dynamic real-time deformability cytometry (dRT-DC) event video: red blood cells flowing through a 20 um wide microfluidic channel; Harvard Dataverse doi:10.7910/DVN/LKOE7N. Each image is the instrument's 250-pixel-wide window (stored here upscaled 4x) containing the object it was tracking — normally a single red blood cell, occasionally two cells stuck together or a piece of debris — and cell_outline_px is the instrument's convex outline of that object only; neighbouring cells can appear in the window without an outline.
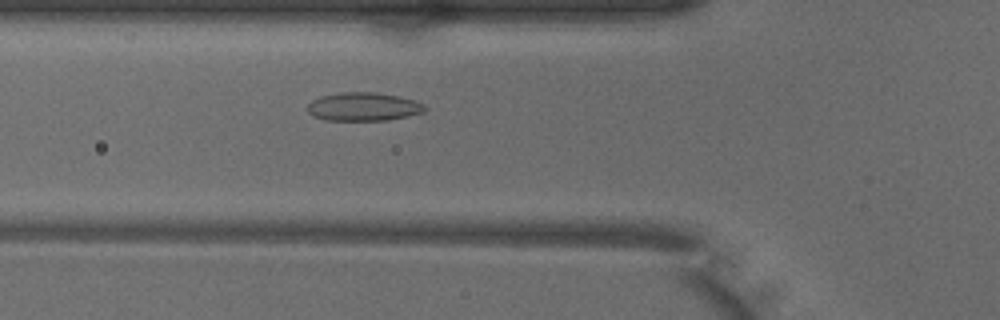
{"species": "common noctule bat (a hibernating species)", "species_latin": "Nyctalus noctula", "temperature_condition": "warm", "stored_images_in_passage": 41, "camera_frame_rate_fps": 3000, "um_per_image_px": 0.085, "animal": {"sex": "male", "body_mass_g": 18.8}, "frame": {"image": 1, "passage_image": 8, "time_ms": 2.333, "image_size_px": [1000, 320], "cell_outline_px": [[428, 108], [424, 112], [408, 116], [388, 120], [324, 120], [312, 116], [308, 112], [308, 104], [312, 100], [320, 96], [340, 92], [376, 92], [400, 96], [416, 100], [424, 104]], "centroid_in_image_um": [30.91, 9.06], "position_along_channel_um": 94.9, "area_um2": 19.71}}
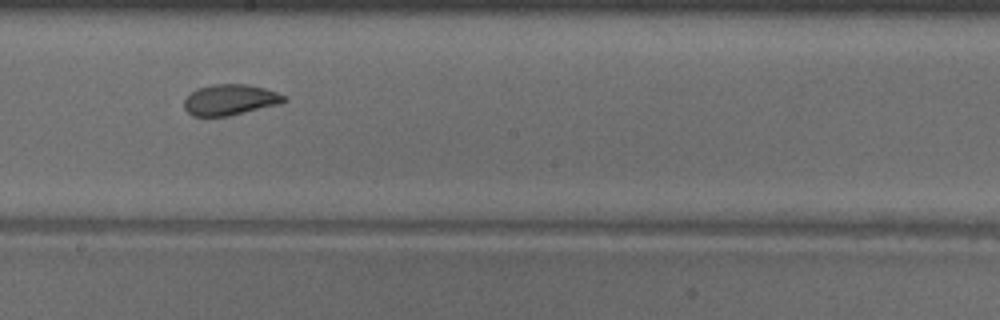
{"frame": {"image": 2, "passage_image": 18, "time_ms": 5.667, "image_size_px": [1000, 320], "cell_outline_px": [[288, 100], [280, 104], [228, 116], [192, 116], [184, 108], [184, 100], [196, 88], [212, 84], [248, 84], [264, 88], [288, 96]], "centroid_in_image_um": [19.58, 8.47], "position_along_channel_um": 228.6, "area_um2": 18.03}}
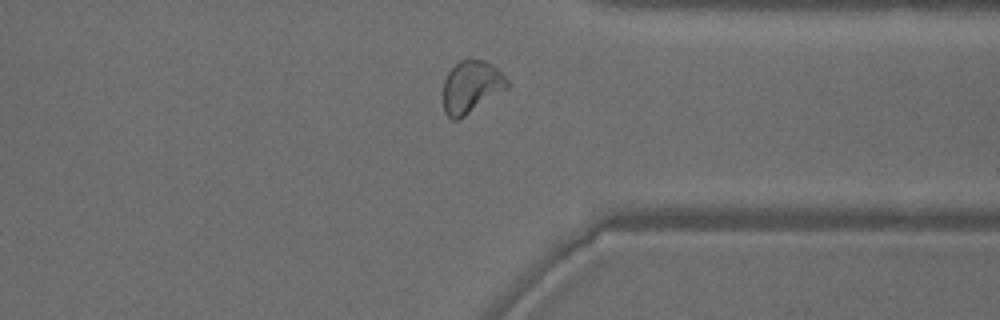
{"frame": {"image": 3, "passage_image": 29, "time_ms": 9.333, "image_size_px": [1000, 320], "cell_outline_px": [[508, 88], [460, 120], [452, 120], [444, 112], [444, 80], [448, 72], [460, 60], [468, 56], [484, 60], [492, 64], [508, 80]], "centroid_in_image_um": [40.05, 7.37], "position_along_channel_um": 371.3, "area_um2": 19.83}, "authors_computed_cell_mechanics": {"area_um2": 19.363, "velocity_mm_per_s": 3.994, "shape_relaxation_time_tau1_ms": 5.1512, "shape_relaxation_time_tau2_ms": 1.0282, "deformation_change_tau1": 0.1296, "deformation_change_tau2": 0.0552}}